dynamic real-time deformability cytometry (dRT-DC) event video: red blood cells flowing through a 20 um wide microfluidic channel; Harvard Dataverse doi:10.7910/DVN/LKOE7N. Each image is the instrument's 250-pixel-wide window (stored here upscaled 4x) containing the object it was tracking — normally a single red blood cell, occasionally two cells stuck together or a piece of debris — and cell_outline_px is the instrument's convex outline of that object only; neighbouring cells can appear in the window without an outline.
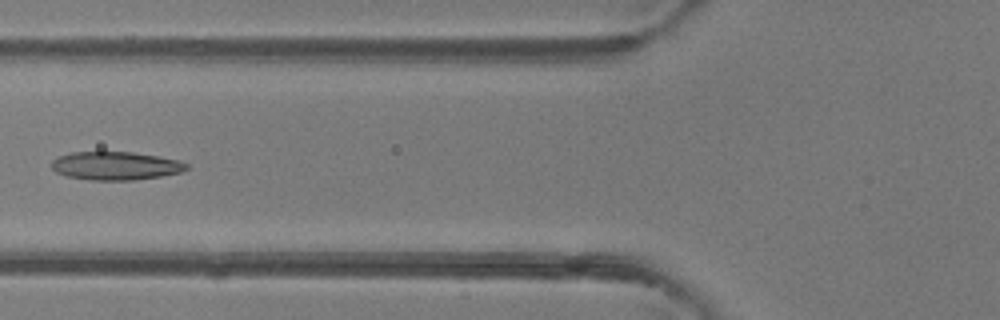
{"species": "common noctule bat (a hibernating species)", "species_latin": "Nyctalus noctula", "temperature_condition": "room temperature", "stored_images_in_passage": 5, "camera_frame_rate_fps": 3000, "um_per_image_px": 0.085, "animal": {"sex": "female"}, "frame": {"image": 1, "passage_image": 5, "time_ms": 1.333, "image_size_px": [1000, 320], "cell_outline_px": [[188, 168], [180, 172], [160, 176], [132, 180], [92, 180], [68, 176], [56, 172], [52, 168], [52, 160], [60, 156], [72, 152], [132, 152], [160, 156], [176, 160], [188, 164]], "centroid_in_image_um": [9.82, 14.09], "position_along_channel_um": 116.0, "area_um2": 22.02}}